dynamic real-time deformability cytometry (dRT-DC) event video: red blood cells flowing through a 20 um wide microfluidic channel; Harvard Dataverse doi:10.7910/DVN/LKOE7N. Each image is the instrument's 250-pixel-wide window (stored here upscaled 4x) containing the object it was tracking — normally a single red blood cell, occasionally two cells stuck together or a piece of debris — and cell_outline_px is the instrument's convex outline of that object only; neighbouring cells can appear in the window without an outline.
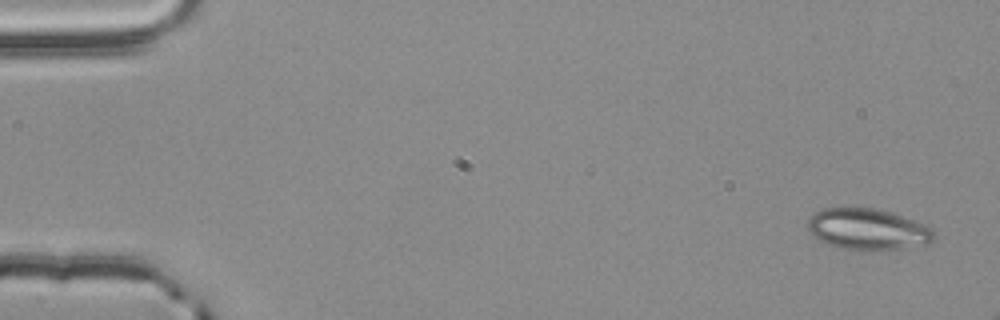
{"species": "common noctule bat (a hibernating species)", "species_latin": "Nyctalus noctula", "temperature_condition": "room temperature", "stored_images_in_passage": 4, "camera_frame_rate_fps": 3000, "um_per_image_px": 0.085, "animal": {"sex": "male", "body_mass_g": 20.4}, "frame": {"image": 1, "passage_image": 1, "time_ms": 0.0, "image_size_px": [1000, 320], "cell_outline_px": [[936, 240], [928, 244], [908, 248], [872, 252], [840, 248], [824, 244], [812, 236], [804, 224], [812, 212], [824, 208], [872, 208], [892, 212], [924, 224], [932, 228], [936, 236]], "centroid_in_image_um": [73.73, 19.52], "position_along_channel_um": 11.3, "area_um2": 31.44}}